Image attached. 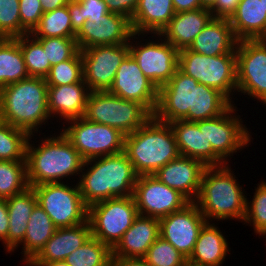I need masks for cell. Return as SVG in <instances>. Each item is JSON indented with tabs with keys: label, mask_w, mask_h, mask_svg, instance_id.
<instances>
[{
	"label": "cell",
	"mask_w": 266,
	"mask_h": 266,
	"mask_svg": "<svg viewBox=\"0 0 266 266\" xmlns=\"http://www.w3.org/2000/svg\"><path fill=\"white\" fill-rule=\"evenodd\" d=\"M56 227L51 221L49 215L37 203L27 222V231L23 241L18 245H22L23 262H30L44 247L46 242L53 236Z\"/></svg>",
	"instance_id": "31"
},
{
	"label": "cell",
	"mask_w": 266,
	"mask_h": 266,
	"mask_svg": "<svg viewBox=\"0 0 266 266\" xmlns=\"http://www.w3.org/2000/svg\"><path fill=\"white\" fill-rule=\"evenodd\" d=\"M91 237L89 221L72 227L57 228L40 252L29 262L33 266L65 260Z\"/></svg>",
	"instance_id": "23"
},
{
	"label": "cell",
	"mask_w": 266,
	"mask_h": 266,
	"mask_svg": "<svg viewBox=\"0 0 266 266\" xmlns=\"http://www.w3.org/2000/svg\"><path fill=\"white\" fill-rule=\"evenodd\" d=\"M133 197L138 214L162 218L182 209L189 201L155 175L138 176Z\"/></svg>",
	"instance_id": "16"
},
{
	"label": "cell",
	"mask_w": 266,
	"mask_h": 266,
	"mask_svg": "<svg viewBox=\"0 0 266 266\" xmlns=\"http://www.w3.org/2000/svg\"><path fill=\"white\" fill-rule=\"evenodd\" d=\"M29 187L26 161L0 160V199H8Z\"/></svg>",
	"instance_id": "37"
},
{
	"label": "cell",
	"mask_w": 266,
	"mask_h": 266,
	"mask_svg": "<svg viewBox=\"0 0 266 266\" xmlns=\"http://www.w3.org/2000/svg\"><path fill=\"white\" fill-rule=\"evenodd\" d=\"M144 35L150 34L133 33L129 41L130 55L135 59L143 74L159 89L173 77L178 69L179 51L160 34L154 35L158 36L156 40L149 39V42L145 39V43L141 41L139 43L137 40Z\"/></svg>",
	"instance_id": "11"
},
{
	"label": "cell",
	"mask_w": 266,
	"mask_h": 266,
	"mask_svg": "<svg viewBox=\"0 0 266 266\" xmlns=\"http://www.w3.org/2000/svg\"><path fill=\"white\" fill-rule=\"evenodd\" d=\"M124 152L138 176L154 175L180 156L170 124L154 116L135 132L125 135Z\"/></svg>",
	"instance_id": "5"
},
{
	"label": "cell",
	"mask_w": 266,
	"mask_h": 266,
	"mask_svg": "<svg viewBox=\"0 0 266 266\" xmlns=\"http://www.w3.org/2000/svg\"><path fill=\"white\" fill-rule=\"evenodd\" d=\"M33 37H64L75 38L68 6L56 8L43 13L38 25L30 33Z\"/></svg>",
	"instance_id": "34"
},
{
	"label": "cell",
	"mask_w": 266,
	"mask_h": 266,
	"mask_svg": "<svg viewBox=\"0 0 266 266\" xmlns=\"http://www.w3.org/2000/svg\"><path fill=\"white\" fill-rule=\"evenodd\" d=\"M198 81L179 68L158 91V104L153 116L164 123L176 120L194 122L195 87Z\"/></svg>",
	"instance_id": "13"
},
{
	"label": "cell",
	"mask_w": 266,
	"mask_h": 266,
	"mask_svg": "<svg viewBox=\"0 0 266 266\" xmlns=\"http://www.w3.org/2000/svg\"><path fill=\"white\" fill-rule=\"evenodd\" d=\"M33 135L28 138L25 156L29 187L63 182L81 173L85 160L62 132L44 137L37 146L30 143Z\"/></svg>",
	"instance_id": "2"
},
{
	"label": "cell",
	"mask_w": 266,
	"mask_h": 266,
	"mask_svg": "<svg viewBox=\"0 0 266 266\" xmlns=\"http://www.w3.org/2000/svg\"><path fill=\"white\" fill-rule=\"evenodd\" d=\"M21 26L30 34L43 15L40 0H19Z\"/></svg>",
	"instance_id": "45"
},
{
	"label": "cell",
	"mask_w": 266,
	"mask_h": 266,
	"mask_svg": "<svg viewBox=\"0 0 266 266\" xmlns=\"http://www.w3.org/2000/svg\"><path fill=\"white\" fill-rule=\"evenodd\" d=\"M178 68L200 84L219 90L234 103L231 96L237 91L236 54L206 56L187 48L179 51Z\"/></svg>",
	"instance_id": "7"
},
{
	"label": "cell",
	"mask_w": 266,
	"mask_h": 266,
	"mask_svg": "<svg viewBox=\"0 0 266 266\" xmlns=\"http://www.w3.org/2000/svg\"><path fill=\"white\" fill-rule=\"evenodd\" d=\"M174 15L172 0H139L131 20L133 32L160 34Z\"/></svg>",
	"instance_id": "29"
},
{
	"label": "cell",
	"mask_w": 266,
	"mask_h": 266,
	"mask_svg": "<svg viewBox=\"0 0 266 266\" xmlns=\"http://www.w3.org/2000/svg\"><path fill=\"white\" fill-rule=\"evenodd\" d=\"M159 236V219L138 214L132 226L123 234L121 240L112 249V256L143 258Z\"/></svg>",
	"instance_id": "22"
},
{
	"label": "cell",
	"mask_w": 266,
	"mask_h": 266,
	"mask_svg": "<svg viewBox=\"0 0 266 266\" xmlns=\"http://www.w3.org/2000/svg\"><path fill=\"white\" fill-rule=\"evenodd\" d=\"M6 203L9 214L8 253H11L19 248L25 237L27 222L37 204L36 193L32 187H28L22 193L6 199Z\"/></svg>",
	"instance_id": "30"
},
{
	"label": "cell",
	"mask_w": 266,
	"mask_h": 266,
	"mask_svg": "<svg viewBox=\"0 0 266 266\" xmlns=\"http://www.w3.org/2000/svg\"><path fill=\"white\" fill-rule=\"evenodd\" d=\"M252 225L254 232L260 237L266 235V182L260 181L255 187L252 201L246 202V214L244 221Z\"/></svg>",
	"instance_id": "41"
},
{
	"label": "cell",
	"mask_w": 266,
	"mask_h": 266,
	"mask_svg": "<svg viewBox=\"0 0 266 266\" xmlns=\"http://www.w3.org/2000/svg\"><path fill=\"white\" fill-rule=\"evenodd\" d=\"M129 54V43L98 45L81 50L83 80L88 89L109 91L120 64Z\"/></svg>",
	"instance_id": "14"
},
{
	"label": "cell",
	"mask_w": 266,
	"mask_h": 266,
	"mask_svg": "<svg viewBox=\"0 0 266 266\" xmlns=\"http://www.w3.org/2000/svg\"><path fill=\"white\" fill-rule=\"evenodd\" d=\"M48 86L78 83L83 80V61L79 50L71 59L51 66L45 77Z\"/></svg>",
	"instance_id": "39"
},
{
	"label": "cell",
	"mask_w": 266,
	"mask_h": 266,
	"mask_svg": "<svg viewBox=\"0 0 266 266\" xmlns=\"http://www.w3.org/2000/svg\"><path fill=\"white\" fill-rule=\"evenodd\" d=\"M241 0H216L210 9L213 18L230 19L235 13Z\"/></svg>",
	"instance_id": "47"
},
{
	"label": "cell",
	"mask_w": 266,
	"mask_h": 266,
	"mask_svg": "<svg viewBox=\"0 0 266 266\" xmlns=\"http://www.w3.org/2000/svg\"><path fill=\"white\" fill-rule=\"evenodd\" d=\"M112 249L91 236L84 244L65 258L70 266H109Z\"/></svg>",
	"instance_id": "35"
},
{
	"label": "cell",
	"mask_w": 266,
	"mask_h": 266,
	"mask_svg": "<svg viewBox=\"0 0 266 266\" xmlns=\"http://www.w3.org/2000/svg\"><path fill=\"white\" fill-rule=\"evenodd\" d=\"M65 123H68V127L64 126L60 132L85 161L124 151L125 135L114 127L90 122L84 117Z\"/></svg>",
	"instance_id": "8"
},
{
	"label": "cell",
	"mask_w": 266,
	"mask_h": 266,
	"mask_svg": "<svg viewBox=\"0 0 266 266\" xmlns=\"http://www.w3.org/2000/svg\"><path fill=\"white\" fill-rule=\"evenodd\" d=\"M133 33L129 18L108 12L98 19H88L75 39L81 51L98 45L129 43Z\"/></svg>",
	"instance_id": "19"
},
{
	"label": "cell",
	"mask_w": 266,
	"mask_h": 266,
	"mask_svg": "<svg viewBox=\"0 0 266 266\" xmlns=\"http://www.w3.org/2000/svg\"><path fill=\"white\" fill-rule=\"evenodd\" d=\"M159 222L160 236L188 260L207 220L196 203L189 202L182 209L160 218Z\"/></svg>",
	"instance_id": "17"
},
{
	"label": "cell",
	"mask_w": 266,
	"mask_h": 266,
	"mask_svg": "<svg viewBox=\"0 0 266 266\" xmlns=\"http://www.w3.org/2000/svg\"><path fill=\"white\" fill-rule=\"evenodd\" d=\"M183 266H202V265H196V264H193L189 261H186V263Z\"/></svg>",
	"instance_id": "54"
},
{
	"label": "cell",
	"mask_w": 266,
	"mask_h": 266,
	"mask_svg": "<svg viewBox=\"0 0 266 266\" xmlns=\"http://www.w3.org/2000/svg\"><path fill=\"white\" fill-rule=\"evenodd\" d=\"M235 176L228 163L207 166L204 170L195 203L207 222L227 219L244 221L247 197Z\"/></svg>",
	"instance_id": "4"
},
{
	"label": "cell",
	"mask_w": 266,
	"mask_h": 266,
	"mask_svg": "<svg viewBox=\"0 0 266 266\" xmlns=\"http://www.w3.org/2000/svg\"><path fill=\"white\" fill-rule=\"evenodd\" d=\"M149 266H183L187 259L161 236L150 246L143 257Z\"/></svg>",
	"instance_id": "42"
},
{
	"label": "cell",
	"mask_w": 266,
	"mask_h": 266,
	"mask_svg": "<svg viewBox=\"0 0 266 266\" xmlns=\"http://www.w3.org/2000/svg\"><path fill=\"white\" fill-rule=\"evenodd\" d=\"M89 93L84 80L69 85L48 86V111L51 118L64 119V124L65 121L83 117Z\"/></svg>",
	"instance_id": "24"
},
{
	"label": "cell",
	"mask_w": 266,
	"mask_h": 266,
	"mask_svg": "<svg viewBox=\"0 0 266 266\" xmlns=\"http://www.w3.org/2000/svg\"><path fill=\"white\" fill-rule=\"evenodd\" d=\"M237 42L228 19L212 18L188 49L206 56L236 54Z\"/></svg>",
	"instance_id": "26"
},
{
	"label": "cell",
	"mask_w": 266,
	"mask_h": 266,
	"mask_svg": "<svg viewBox=\"0 0 266 266\" xmlns=\"http://www.w3.org/2000/svg\"><path fill=\"white\" fill-rule=\"evenodd\" d=\"M8 228L9 214L6 199H0V241L4 244L6 252H8Z\"/></svg>",
	"instance_id": "48"
},
{
	"label": "cell",
	"mask_w": 266,
	"mask_h": 266,
	"mask_svg": "<svg viewBox=\"0 0 266 266\" xmlns=\"http://www.w3.org/2000/svg\"><path fill=\"white\" fill-rule=\"evenodd\" d=\"M232 104L219 90L199 83L195 87L194 122L217 117Z\"/></svg>",
	"instance_id": "33"
},
{
	"label": "cell",
	"mask_w": 266,
	"mask_h": 266,
	"mask_svg": "<svg viewBox=\"0 0 266 266\" xmlns=\"http://www.w3.org/2000/svg\"><path fill=\"white\" fill-rule=\"evenodd\" d=\"M42 266H70L65 260L44 263Z\"/></svg>",
	"instance_id": "53"
},
{
	"label": "cell",
	"mask_w": 266,
	"mask_h": 266,
	"mask_svg": "<svg viewBox=\"0 0 266 266\" xmlns=\"http://www.w3.org/2000/svg\"><path fill=\"white\" fill-rule=\"evenodd\" d=\"M109 266H149L143 258H121L112 256Z\"/></svg>",
	"instance_id": "50"
},
{
	"label": "cell",
	"mask_w": 266,
	"mask_h": 266,
	"mask_svg": "<svg viewBox=\"0 0 266 266\" xmlns=\"http://www.w3.org/2000/svg\"><path fill=\"white\" fill-rule=\"evenodd\" d=\"M262 5L264 6V11H266V0H262Z\"/></svg>",
	"instance_id": "55"
},
{
	"label": "cell",
	"mask_w": 266,
	"mask_h": 266,
	"mask_svg": "<svg viewBox=\"0 0 266 266\" xmlns=\"http://www.w3.org/2000/svg\"><path fill=\"white\" fill-rule=\"evenodd\" d=\"M46 52L51 66L71 59L78 51L75 38L64 37H34Z\"/></svg>",
	"instance_id": "43"
},
{
	"label": "cell",
	"mask_w": 266,
	"mask_h": 266,
	"mask_svg": "<svg viewBox=\"0 0 266 266\" xmlns=\"http://www.w3.org/2000/svg\"><path fill=\"white\" fill-rule=\"evenodd\" d=\"M212 18L211 11L206 8L178 12L160 35L178 51L187 49Z\"/></svg>",
	"instance_id": "25"
},
{
	"label": "cell",
	"mask_w": 266,
	"mask_h": 266,
	"mask_svg": "<svg viewBox=\"0 0 266 266\" xmlns=\"http://www.w3.org/2000/svg\"><path fill=\"white\" fill-rule=\"evenodd\" d=\"M200 3L202 8L210 10L215 5L216 0H200Z\"/></svg>",
	"instance_id": "52"
},
{
	"label": "cell",
	"mask_w": 266,
	"mask_h": 266,
	"mask_svg": "<svg viewBox=\"0 0 266 266\" xmlns=\"http://www.w3.org/2000/svg\"><path fill=\"white\" fill-rule=\"evenodd\" d=\"M237 106L232 104L223 114L205 119V137L212 144L213 151L227 164L228 158L249 146L252 141L246 125L240 115H236ZM234 114V115H233ZM241 118V119H240Z\"/></svg>",
	"instance_id": "15"
},
{
	"label": "cell",
	"mask_w": 266,
	"mask_h": 266,
	"mask_svg": "<svg viewBox=\"0 0 266 266\" xmlns=\"http://www.w3.org/2000/svg\"><path fill=\"white\" fill-rule=\"evenodd\" d=\"M229 243L215 223L206 222L201 228L192 254L187 260L196 265L222 266L229 249Z\"/></svg>",
	"instance_id": "27"
},
{
	"label": "cell",
	"mask_w": 266,
	"mask_h": 266,
	"mask_svg": "<svg viewBox=\"0 0 266 266\" xmlns=\"http://www.w3.org/2000/svg\"><path fill=\"white\" fill-rule=\"evenodd\" d=\"M237 92L266 106V41L240 40L236 45Z\"/></svg>",
	"instance_id": "12"
},
{
	"label": "cell",
	"mask_w": 266,
	"mask_h": 266,
	"mask_svg": "<svg viewBox=\"0 0 266 266\" xmlns=\"http://www.w3.org/2000/svg\"><path fill=\"white\" fill-rule=\"evenodd\" d=\"M47 95L43 77L29 76L0 88V120L29 135L37 134L38 128L51 119Z\"/></svg>",
	"instance_id": "3"
},
{
	"label": "cell",
	"mask_w": 266,
	"mask_h": 266,
	"mask_svg": "<svg viewBox=\"0 0 266 266\" xmlns=\"http://www.w3.org/2000/svg\"><path fill=\"white\" fill-rule=\"evenodd\" d=\"M29 134L0 120V160L26 161Z\"/></svg>",
	"instance_id": "36"
},
{
	"label": "cell",
	"mask_w": 266,
	"mask_h": 266,
	"mask_svg": "<svg viewBox=\"0 0 266 266\" xmlns=\"http://www.w3.org/2000/svg\"><path fill=\"white\" fill-rule=\"evenodd\" d=\"M28 77L19 41L16 38H1L0 88Z\"/></svg>",
	"instance_id": "32"
},
{
	"label": "cell",
	"mask_w": 266,
	"mask_h": 266,
	"mask_svg": "<svg viewBox=\"0 0 266 266\" xmlns=\"http://www.w3.org/2000/svg\"><path fill=\"white\" fill-rule=\"evenodd\" d=\"M71 0H40L43 12L53 11L56 8L68 5Z\"/></svg>",
	"instance_id": "51"
},
{
	"label": "cell",
	"mask_w": 266,
	"mask_h": 266,
	"mask_svg": "<svg viewBox=\"0 0 266 266\" xmlns=\"http://www.w3.org/2000/svg\"><path fill=\"white\" fill-rule=\"evenodd\" d=\"M159 89L148 79L129 54L120 64L112 87L111 94L125 100L141 103L152 115L158 104Z\"/></svg>",
	"instance_id": "18"
},
{
	"label": "cell",
	"mask_w": 266,
	"mask_h": 266,
	"mask_svg": "<svg viewBox=\"0 0 266 266\" xmlns=\"http://www.w3.org/2000/svg\"><path fill=\"white\" fill-rule=\"evenodd\" d=\"M78 177L81 197L89 207L110 198L133 196L138 175L123 151L86 160Z\"/></svg>",
	"instance_id": "1"
},
{
	"label": "cell",
	"mask_w": 266,
	"mask_h": 266,
	"mask_svg": "<svg viewBox=\"0 0 266 266\" xmlns=\"http://www.w3.org/2000/svg\"><path fill=\"white\" fill-rule=\"evenodd\" d=\"M175 135L181 156L202 161L206 166H221L226 163L213 151L205 137V120L189 122L176 120L169 123Z\"/></svg>",
	"instance_id": "21"
},
{
	"label": "cell",
	"mask_w": 266,
	"mask_h": 266,
	"mask_svg": "<svg viewBox=\"0 0 266 266\" xmlns=\"http://www.w3.org/2000/svg\"><path fill=\"white\" fill-rule=\"evenodd\" d=\"M175 13L202 8L200 0H172Z\"/></svg>",
	"instance_id": "49"
},
{
	"label": "cell",
	"mask_w": 266,
	"mask_h": 266,
	"mask_svg": "<svg viewBox=\"0 0 266 266\" xmlns=\"http://www.w3.org/2000/svg\"><path fill=\"white\" fill-rule=\"evenodd\" d=\"M16 39L19 41L28 75L45 78L50 72L51 64L42 45L31 34Z\"/></svg>",
	"instance_id": "38"
},
{
	"label": "cell",
	"mask_w": 266,
	"mask_h": 266,
	"mask_svg": "<svg viewBox=\"0 0 266 266\" xmlns=\"http://www.w3.org/2000/svg\"><path fill=\"white\" fill-rule=\"evenodd\" d=\"M153 115L138 102L122 99L109 91H90L83 117L108 125L124 135L135 132Z\"/></svg>",
	"instance_id": "6"
},
{
	"label": "cell",
	"mask_w": 266,
	"mask_h": 266,
	"mask_svg": "<svg viewBox=\"0 0 266 266\" xmlns=\"http://www.w3.org/2000/svg\"><path fill=\"white\" fill-rule=\"evenodd\" d=\"M109 12L123 15L130 20L138 6L139 0H103Z\"/></svg>",
	"instance_id": "46"
},
{
	"label": "cell",
	"mask_w": 266,
	"mask_h": 266,
	"mask_svg": "<svg viewBox=\"0 0 266 266\" xmlns=\"http://www.w3.org/2000/svg\"><path fill=\"white\" fill-rule=\"evenodd\" d=\"M229 22L238 41L266 37V11L262 0H241Z\"/></svg>",
	"instance_id": "28"
},
{
	"label": "cell",
	"mask_w": 266,
	"mask_h": 266,
	"mask_svg": "<svg viewBox=\"0 0 266 266\" xmlns=\"http://www.w3.org/2000/svg\"><path fill=\"white\" fill-rule=\"evenodd\" d=\"M206 167L200 160L180 155L161 167L154 175L168 187L182 194L189 202H195Z\"/></svg>",
	"instance_id": "20"
},
{
	"label": "cell",
	"mask_w": 266,
	"mask_h": 266,
	"mask_svg": "<svg viewBox=\"0 0 266 266\" xmlns=\"http://www.w3.org/2000/svg\"><path fill=\"white\" fill-rule=\"evenodd\" d=\"M26 266H33L31 263L29 262H25Z\"/></svg>",
	"instance_id": "56"
},
{
	"label": "cell",
	"mask_w": 266,
	"mask_h": 266,
	"mask_svg": "<svg viewBox=\"0 0 266 266\" xmlns=\"http://www.w3.org/2000/svg\"><path fill=\"white\" fill-rule=\"evenodd\" d=\"M73 186L64 181L32 187L37 203L56 228L72 227L88 221V206L81 197L78 184Z\"/></svg>",
	"instance_id": "10"
},
{
	"label": "cell",
	"mask_w": 266,
	"mask_h": 266,
	"mask_svg": "<svg viewBox=\"0 0 266 266\" xmlns=\"http://www.w3.org/2000/svg\"><path fill=\"white\" fill-rule=\"evenodd\" d=\"M67 6L76 34L88 19H98L109 12L103 0H71Z\"/></svg>",
	"instance_id": "40"
},
{
	"label": "cell",
	"mask_w": 266,
	"mask_h": 266,
	"mask_svg": "<svg viewBox=\"0 0 266 266\" xmlns=\"http://www.w3.org/2000/svg\"><path fill=\"white\" fill-rule=\"evenodd\" d=\"M29 34L22 26L19 0H0V38H17Z\"/></svg>",
	"instance_id": "44"
},
{
	"label": "cell",
	"mask_w": 266,
	"mask_h": 266,
	"mask_svg": "<svg viewBox=\"0 0 266 266\" xmlns=\"http://www.w3.org/2000/svg\"><path fill=\"white\" fill-rule=\"evenodd\" d=\"M138 215L133 196L115 197L88 207L91 236L113 249Z\"/></svg>",
	"instance_id": "9"
}]
</instances>
